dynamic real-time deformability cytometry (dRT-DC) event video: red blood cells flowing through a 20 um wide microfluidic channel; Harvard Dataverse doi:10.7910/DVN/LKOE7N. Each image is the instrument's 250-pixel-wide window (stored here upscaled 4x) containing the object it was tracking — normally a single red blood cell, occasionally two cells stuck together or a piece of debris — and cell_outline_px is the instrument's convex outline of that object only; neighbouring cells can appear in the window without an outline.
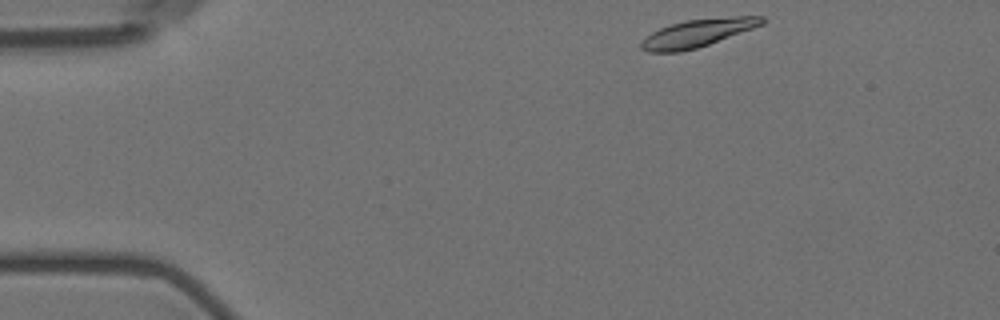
{"species": "Egyptian fruit bat (a non-hibernating species)", "species_latin": "Rousettus aegyptiacus", "temperature_condition": "room temperature", "stored_images_in_passage": 11, "camera_frame_rate_fps": 3000, "um_per_image_px": 0.085, "animal": {"sex": "female"}, "frame": {"image": 1, "passage_image": 1, "time_ms": 0.0, "image_size_px": [1000, 320], "cell_outline_px": [[764, 24], [708, 44], [696, 48], [680, 52], [648, 52], [640, 48], [640, 44], [652, 32], [660, 28], [672, 24], [688, 20], [736, 16], [764, 16]], "centroid_in_image_um": [59.29, 2.81], "position_along_channel_um": 25.7, "area_um2": 19.13}}
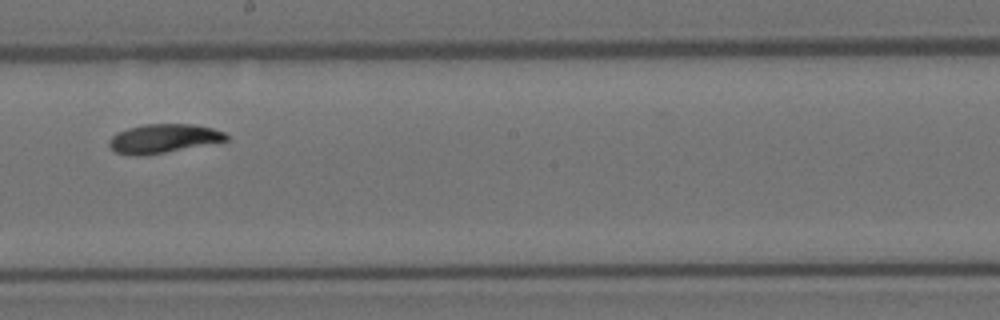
{"frame": {"image": 2, "passage_image": 7, "time_ms": 8.0, "image_size_px": [1000, 320], "cell_outline_px": [[228, 140], [144, 156], [136, 156], [116, 152], [108, 144], [108, 140], [116, 132], [128, 128], [144, 124], [192, 124], [212, 128], [224, 132], [228, 136]], "centroid_in_image_um": [13.85, 11.77], "position_along_channel_um": 234.3, "area_um2": 19.59}}
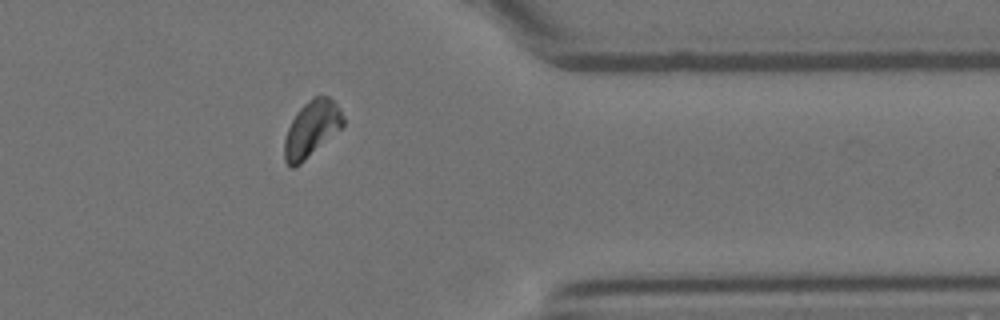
{"frame": {"image": 3, "passage_image": 11, "time_ms": 12.667, "image_size_px": [1000, 320], "cell_outline_px": [[344, 124], [340, 128], [300, 164], [292, 168], [288, 168], [284, 160], [284, 140], [288, 128], [296, 112], [308, 100], [316, 96], [328, 96], [340, 108], [344, 116]], "centroid_in_image_um": [26.46, 10.96], "position_along_channel_um": 384.9, "area_um2": 18.96}, "authors_computed_cell_mechanics": {"area_um2": 19.4208, "velocity_mm_per_s": 3.5198, "shape_relaxation_time_tau1_ms": 2.4911, "shape_relaxation_time_tau2_ms": null, "deformation_change_tau1": 0.0945, "deformation_change_tau2": null}}